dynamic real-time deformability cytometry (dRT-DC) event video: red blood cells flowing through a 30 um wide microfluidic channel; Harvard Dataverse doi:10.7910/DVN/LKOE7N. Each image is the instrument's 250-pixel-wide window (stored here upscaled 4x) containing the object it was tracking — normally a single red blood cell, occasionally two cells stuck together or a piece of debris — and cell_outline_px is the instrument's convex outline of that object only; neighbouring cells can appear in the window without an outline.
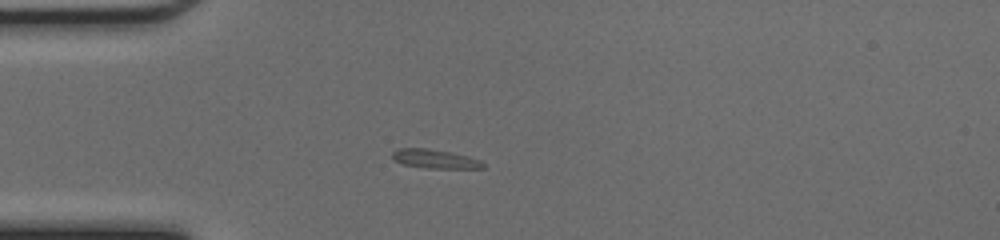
{"species": "common noctule bat (a hibernating species)", "species_latin": "Nyctalus noctula", "temperature_condition": "cold", "stored_images_in_passage": 43, "camera_frame_rate_fps": 3000, "um_per_image_px": 0.085, "animal": {"sex": "female", "body_mass_g": 17.0, "forearm_length_mm": 48.0}, "frame": {"image": 1, "passage_image": 7, "time_ms": 2.0, "image_size_px": [1000, 240], "cell_outline_px": [[484, 168], [428, 168], [404, 164], [392, 160], [392, 152], [396, 148], [428, 148], [452, 152], [468, 156], [480, 160], [484, 164]], "centroid_in_image_um": [36.94, 13.49], "position_along_channel_um": 48.1, "area_um2": 10.06}}
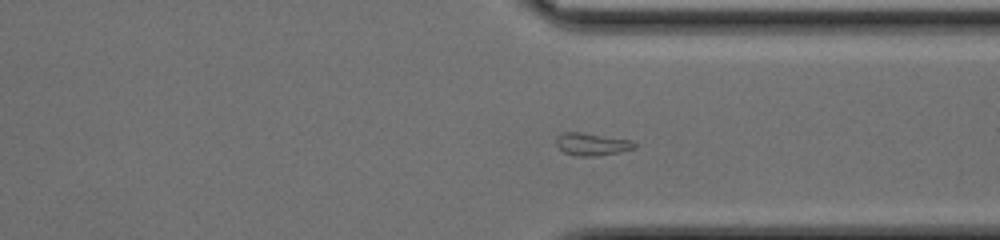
{"frame": {"image": 2, "passage_image": 30, "time_ms": 9.667, "image_size_px": [1000, 240], "cell_outline_px": [[636, 148], [620, 152], [596, 156], [576, 156], [564, 152], [556, 144], [556, 136], [560, 132], [580, 132], [632, 140], [636, 144]], "centroid_in_image_um": [50.3, 12.25], "position_along_channel_um": 361.1, "area_um2": 10.35}}
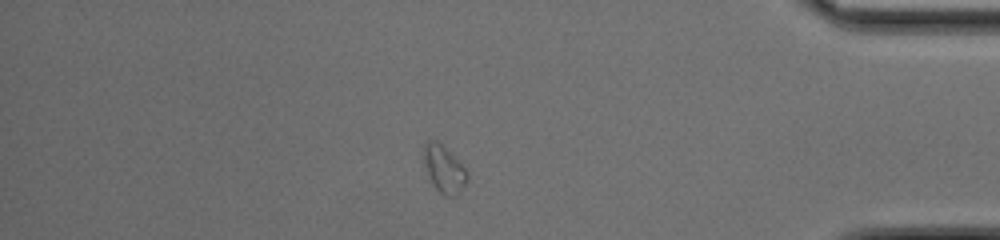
{"frame": {"image": 3, "passage_image": 35, "time_ms": 11.333, "image_size_px": [1000, 240], "cell_outline_px": [[468, 180], [460, 192], [456, 196], [444, 196], [428, 180], [424, 164], [424, 144], [428, 140], [436, 140], [468, 172]], "centroid_in_image_um": [37.72, 14.42], "position_along_channel_um": 397.5, "area_um2": 11.79}}